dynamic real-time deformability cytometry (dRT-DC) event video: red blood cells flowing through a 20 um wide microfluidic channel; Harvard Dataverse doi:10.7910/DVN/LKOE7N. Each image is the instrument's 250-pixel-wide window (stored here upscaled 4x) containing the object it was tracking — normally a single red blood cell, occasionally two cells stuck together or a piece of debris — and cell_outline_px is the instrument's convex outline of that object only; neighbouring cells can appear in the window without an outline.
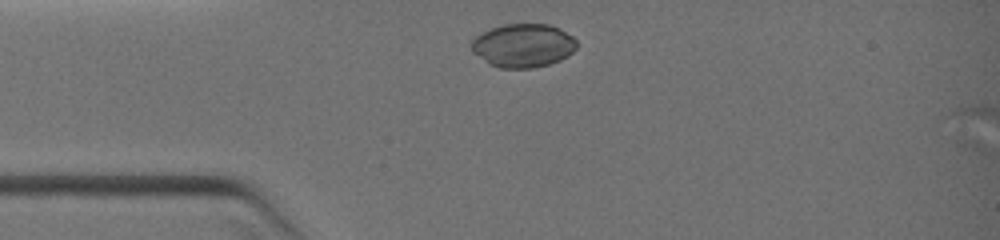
{"species": "common noctule bat (a hibernating species)", "species_latin": "Nyctalus noctula", "temperature_condition": "warm", "stored_images_in_passage": 2, "camera_frame_rate_fps": 3000, "um_per_image_px": 0.085, "animal": {"sex": "female", "body_mass_g": 19.0, "forearm_length_mm": 51.5}, "frame": {"image": 1, "passage_image": 1, "time_ms": 0.0, "image_size_px": [1000, 240], "cell_outline_px": [[576, 48], [568, 56], [560, 60], [548, 64], [532, 68], [500, 68], [488, 64], [472, 52], [472, 40], [476, 36], [492, 28], [504, 24], [548, 24], [560, 28], [572, 36], [576, 40]], "centroid_in_image_um": [44.47, 3.87], "position_along_channel_um": 40.5, "area_um2": 26.7}}